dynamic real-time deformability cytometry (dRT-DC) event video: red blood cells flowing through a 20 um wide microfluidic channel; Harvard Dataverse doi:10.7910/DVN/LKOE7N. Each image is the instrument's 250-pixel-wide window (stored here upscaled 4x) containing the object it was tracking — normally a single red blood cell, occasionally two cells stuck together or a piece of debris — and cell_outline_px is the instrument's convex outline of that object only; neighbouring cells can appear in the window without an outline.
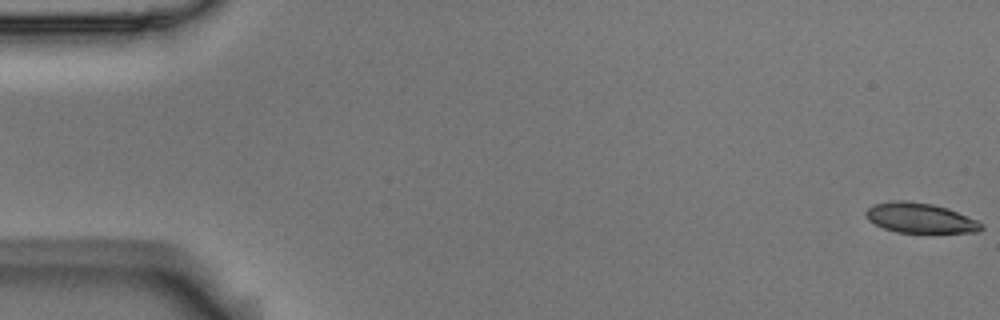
{"species": "Egyptian fruit bat (a non-hibernating species)", "species_latin": "Rousettus aegyptiacus", "temperature_condition": "room temperature", "stored_images_in_passage": 5, "segment_of_instrument_passage": [2, 2], "camera_frame_rate_fps": 3000, "um_per_image_px": 0.085, "animal": {"sex": "male"}, "frame": {"image": 1, "passage_image": 5, "time_ms": 1.333, "image_size_px": [1000, 320], "cell_outline_px": [[984, 228], [980, 232], [896, 232], [884, 228], [868, 220], [864, 216], [864, 212], [868, 208], [876, 204], [900, 200], [904, 200], [932, 204], [948, 208], [976, 220], [984, 224]], "centroid_in_image_um": [78.22, 18.53], "position_along_channel_um": 6.8, "area_um2": 20.0}}